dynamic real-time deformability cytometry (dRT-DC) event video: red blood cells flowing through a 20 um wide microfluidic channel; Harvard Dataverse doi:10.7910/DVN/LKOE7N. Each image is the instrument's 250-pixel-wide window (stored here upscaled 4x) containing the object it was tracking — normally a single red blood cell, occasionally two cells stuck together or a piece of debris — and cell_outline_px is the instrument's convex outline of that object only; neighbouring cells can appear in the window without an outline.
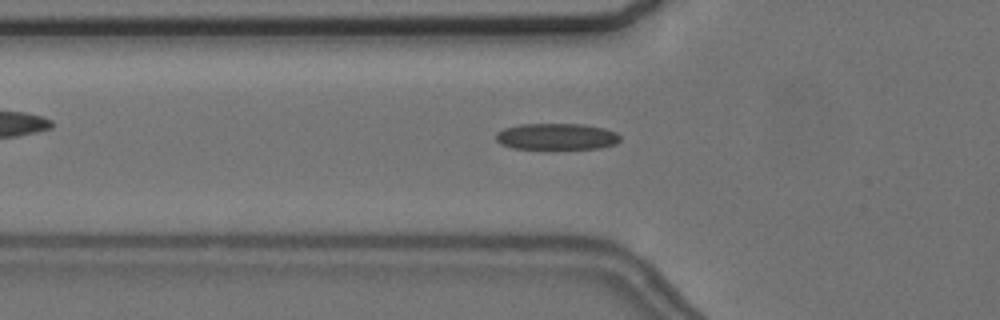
{"species": "common noctule bat (a hibernating species)", "species_latin": "Nyctalus noctula", "temperature_condition": "cold", "stored_images_in_passage": 57, "camera_frame_rate_fps": 3000, "um_per_image_px": 0.085, "animal": {"sex": "female", "body_mass_g": 24.6, "forearm_length_mm": 56.2}, "frame": {"image": 1, "passage_image": 20, "time_ms": 6.333, "image_size_px": [1000, 320], "cell_outline_px": [[620, 140], [616, 144], [600, 148], [552, 152], [544, 152], [512, 148], [500, 144], [496, 140], [496, 132], [504, 128], [520, 124], [584, 124], [604, 128], [616, 132], [620, 136]], "centroid_in_image_um": [47.29, 11.67], "position_along_channel_um": 78.5, "area_um2": 20.46}}
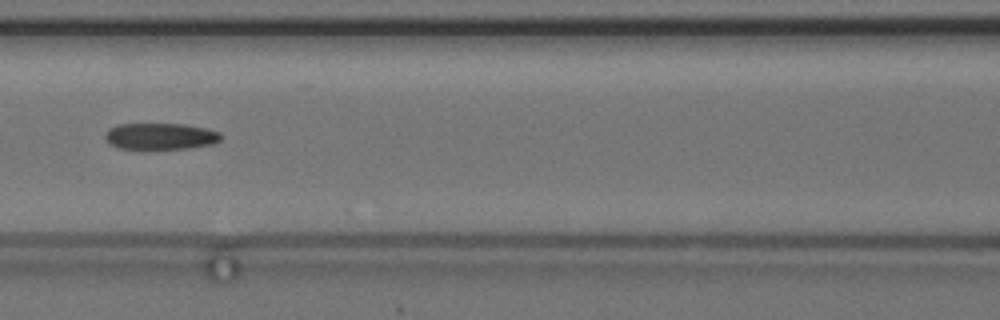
{"frame": {"image": 2, "passage_image": 26, "time_ms": 8.333, "image_size_px": [1000, 320], "cell_outline_px": [[220, 140], [212, 144], [188, 148], [116, 148], [108, 144], [104, 136], [108, 128], [120, 124], [184, 124], [204, 128], [220, 132]], "centroid_in_image_um": [13.59, 11.57], "position_along_channel_um": 153.0, "area_um2": 17.69}}
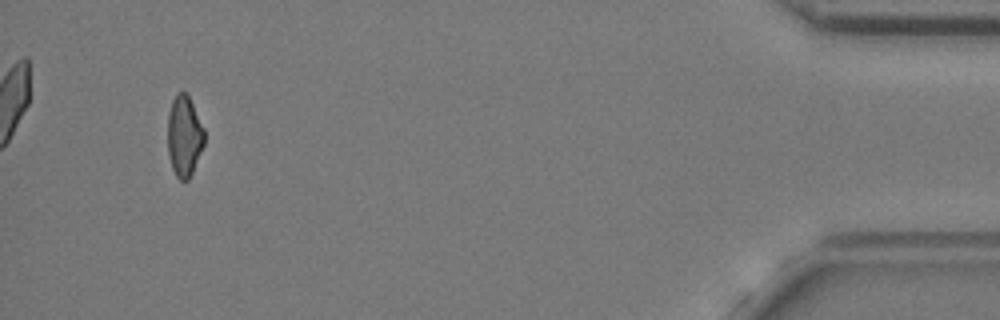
{"frame": {"image": 3, "passage_image": 54, "time_ms": 17.667, "image_size_px": [1000, 320], "cell_outline_px": [[204, 144], [192, 172], [188, 180], [180, 180], [176, 176], [172, 168], [168, 156], [168, 112], [172, 100], [180, 92], [184, 92], [188, 96], [204, 128]], "centroid_in_image_um": [15.65, 11.59], "position_along_channel_um": 419.6, "area_um2": 17.05}, "authors_computed_cell_mechanics": {"area_um2": 18.3804, "velocity_mm_per_s": 3.6671, "shape_relaxation_time_tau1_ms": 7.5738, "shape_relaxation_time_tau2_ms": 6.6757, "deformation_change_tau1": 0.1661, "deformation_change_tau2": 0.1605}}